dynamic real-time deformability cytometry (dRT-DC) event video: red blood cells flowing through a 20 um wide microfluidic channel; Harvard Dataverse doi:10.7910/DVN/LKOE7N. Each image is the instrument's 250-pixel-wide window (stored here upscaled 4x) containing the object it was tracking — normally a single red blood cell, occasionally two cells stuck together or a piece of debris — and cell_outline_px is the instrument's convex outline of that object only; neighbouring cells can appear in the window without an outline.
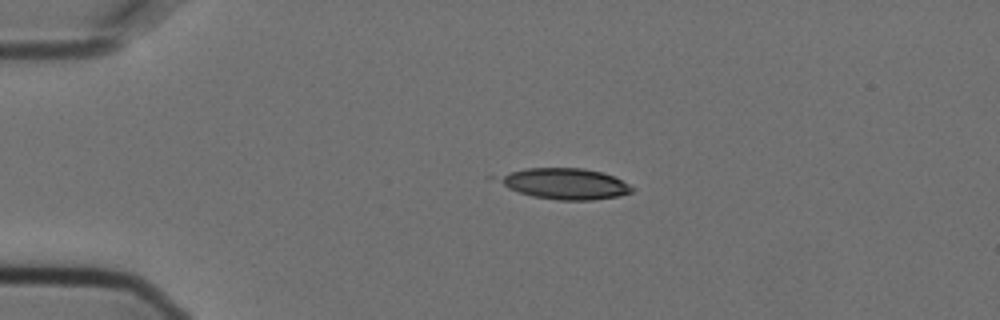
{"species": "Egyptian fruit bat (a non-hibernating species)", "species_latin": "Rousettus aegyptiacus", "temperature_condition": "cold", "stored_images_in_passage": 23, "camera_frame_rate_fps": 3000, "um_per_image_px": 0.085, "animal": {"sex": "female"}, "frame": {"image": 1, "passage_image": 12, "time_ms": 3.667, "image_size_px": [1000, 320], "cell_outline_px": [[636, 188], [632, 192], [620, 196], [592, 200], [560, 200], [532, 196], [508, 188], [488, 180], [484, 176], [524, 168], [584, 168], [604, 172]], "centroid_in_image_um": [47.83, 15.59], "position_along_channel_um": 37.2, "area_um2": 24.97}}
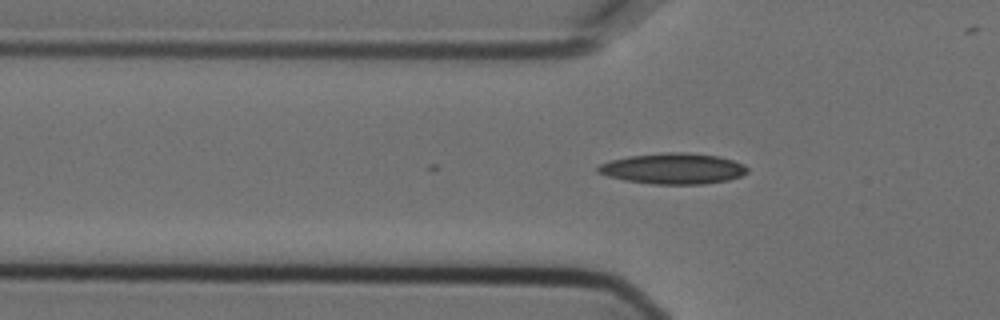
{"frame": {"image": 2, "passage_image": 18, "time_ms": 5.667, "image_size_px": [1000, 320], "cell_outline_px": [[748, 172], [740, 176], [728, 180], [704, 184], [652, 184], [624, 180], [608, 176], [596, 172], [596, 168], [600, 164], [612, 160], [628, 156], [668, 152], [684, 152], [716, 156], [732, 160], [744, 164], [748, 168]], "centroid_in_image_um": [57.21, 14.33], "position_along_channel_um": 68.6, "area_um2": 26.76}}
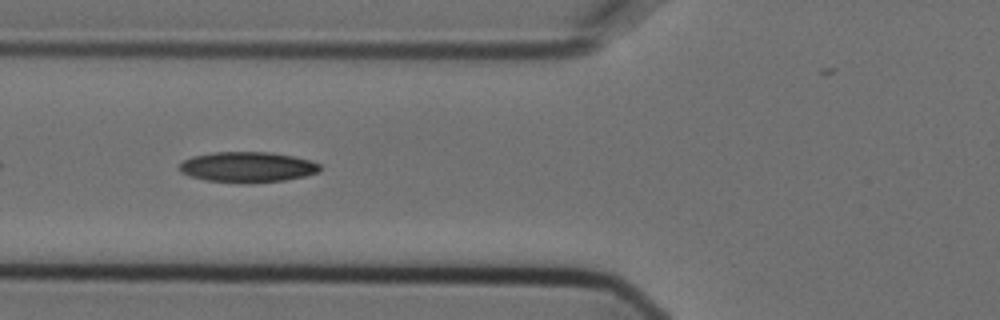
{"frame": {"image": 3, "passage_image": 21, "time_ms": 6.667, "image_size_px": [1000, 320], "cell_outline_px": [[320, 172], [304, 176], [284, 180], [204, 180], [188, 176], [180, 172], [180, 164], [184, 160], [192, 156], [212, 152], [272, 152], [296, 156], [312, 160], [320, 164]], "centroid_in_image_um": [21.06, 14.14], "position_along_channel_um": 104.7, "area_um2": 24.22}}